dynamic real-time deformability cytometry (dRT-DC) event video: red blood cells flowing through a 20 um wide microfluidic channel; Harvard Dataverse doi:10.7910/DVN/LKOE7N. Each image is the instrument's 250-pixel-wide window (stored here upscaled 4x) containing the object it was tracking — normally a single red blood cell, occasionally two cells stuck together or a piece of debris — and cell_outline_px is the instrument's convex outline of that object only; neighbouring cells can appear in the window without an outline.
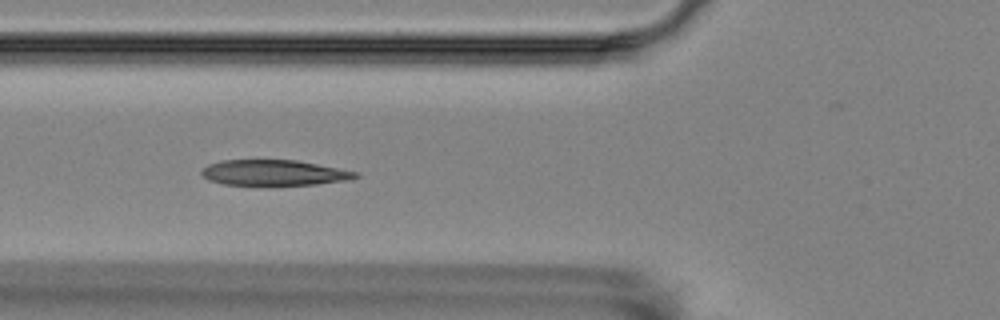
{"species": "Egyptian fruit bat (a non-hibernating species)", "species_latin": "Rousettus aegyptiacus", "temperature_condition": "room temperature", "stored_images_in_passage": 6, "camera_frame_rate_fps": 3000, "um_per_image_px": 0.085, "animal": {"sex": "female"}, "frame": {"image": 1, "passage_image": 5, "time_ms": 4.667, "image_size_px": [1000, 320], "cell_outline_px": [[360, 176], [352, 180], [316, 184], [224, 184], [208, 180], [200, 172], [208, 164], [220, 160], [296, 160], [360, 172]], "centroid_in_image_um": [23.34, 14.67], "position_along_channel_um": 102.5, "area_um2": 22.77}}
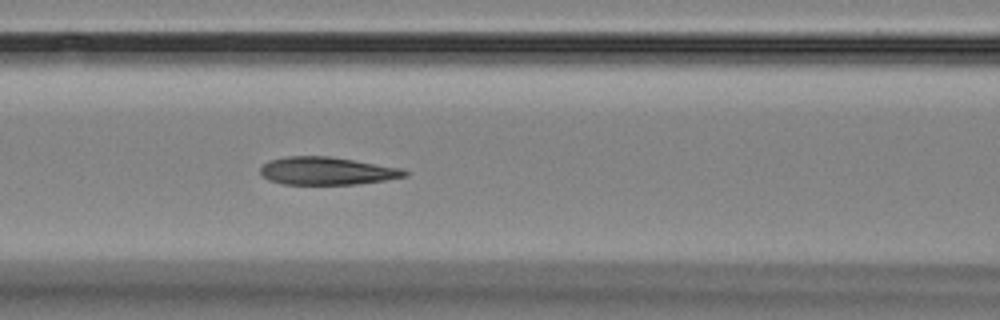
{"frame": {"image": 2, "passage_image": 6, "time_ms": 5.667, "image_size_px": [1000, 320], "cell_outline_px": [[408, 176], [384, 180], [356, 184], [284, 184], [268, 180], [260, 172], [260, 168], [268, 160], [288, 156], [328, 156], [404, 168], [408, 172]], "centroid_in_image_um": [27.8, 14.52], "position_along_channel_um": 138.8, "area_um2": 23.35}}